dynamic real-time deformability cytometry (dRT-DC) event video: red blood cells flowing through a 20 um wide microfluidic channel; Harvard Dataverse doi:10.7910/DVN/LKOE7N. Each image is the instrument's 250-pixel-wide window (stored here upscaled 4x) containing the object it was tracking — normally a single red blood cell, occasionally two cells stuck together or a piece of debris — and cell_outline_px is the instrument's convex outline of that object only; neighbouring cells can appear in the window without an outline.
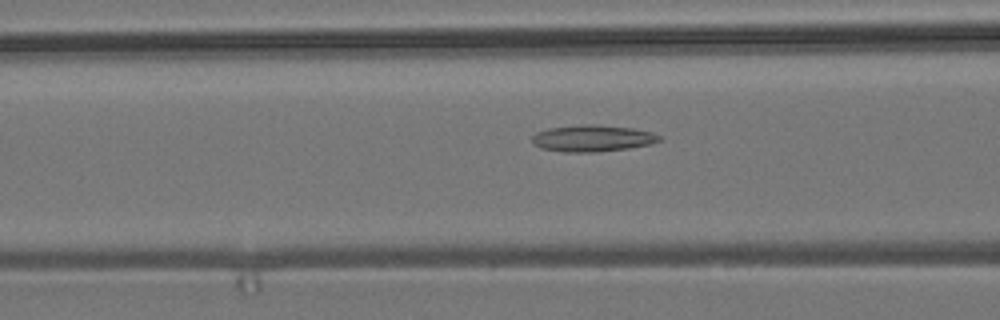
{"species": "common noctule bat (a hibernating species)", "species_latin": "Nyctalus noctula", "temperature_condition": "room temperature", "stored_images_in_passage": 55, "camera_frame_rate_fps": 3000, "um_per_image_px": 0.085, "animal": {"sex": "male", "body_mass_g": 19.2, "forearm_length_mm": 51.8}, "frame": {"image": 1, "passage_image": 21, "time_ms": 6.667, "image_size_px": [1000, 320], "cell_outline_px": [[660, 140], [652, 144], [628, 148], [592, 152], [564, 152], [540, 148], [532, 144], [532, 136], [536, 132], [548, 128], [584, 124], [600, 124], [632, 128], [652, 132], [660, 136]], "centroid_in_image_um": [50.33, 11.75], "position_along_channel_um": 116.3, "area_um2": 19.83}}
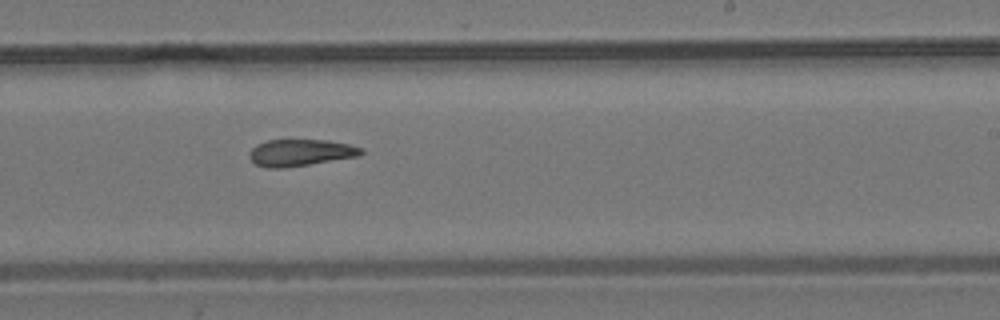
{"frame": {"image": 2, "passage_image": 33, "time_ms": 10.667, "image_size_px": [1000, 320], "cell_outline_px": [[364, 152], [360, 156], [284, 168], [264, 168], [256, 164], [248, 156], [248, 152], [256, 144], [268, 140], [328, 140], [348, 144], [364, 148]], "centroid_in_image_um": [25.53, 12.97], "position_along_channel_um": 263.5, "area_um2": 17.57}}
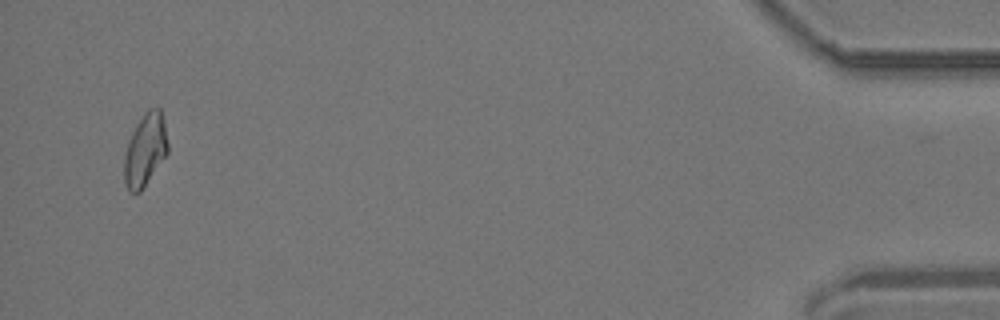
{"frame": {"image": 3, "passage_image": 53, "time_ms": 17.333, "image_size_px": [1000, 320], "cell_outline_px": [[168, 152], [140, 192], [128, 192], [124, 184], [124, 156], [132, 132], [136, 124], [148, 108], [160, 108], [164, 120], [168, 144]], "centroid_in_image_um": [12.33, 12.74], "position_along_channel_um": 422.9, "area_um2": 18.32}, "authors_computed_cell_mechanics": {"area_um2": 18.6694, "velocity_mm_per_s": 3.676, "shape_relaxation_time_tau1_ms": null, "shape_relaxation_time_tau2_ms": 6.4593, "deformation_change_tau1": null, "deformation_change_tau2": 0.1558}}